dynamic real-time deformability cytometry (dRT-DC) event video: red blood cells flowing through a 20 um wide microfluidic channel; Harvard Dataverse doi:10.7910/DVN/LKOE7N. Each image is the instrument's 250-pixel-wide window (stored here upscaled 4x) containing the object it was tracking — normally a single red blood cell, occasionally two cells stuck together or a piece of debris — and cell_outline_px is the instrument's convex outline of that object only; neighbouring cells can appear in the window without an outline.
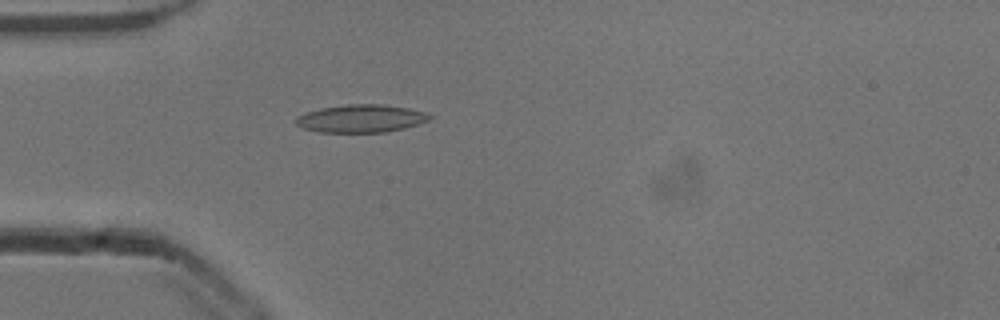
{"species": "common noctule bat (a hibernating species)", "species_latin": "Nyctalus noctula", "temperature_condition": "cold", "stored_images_in_passage": 33, "camera_frame_rate_fps": 3000, "um_per_image_px": 0.085, "animal": {"sex": "male", "body_mass_g": 13.3}, "frame": {"image": 1, "passage_image": 2, "time_ms": 0.333, "image_size_px": [1000, 320], "cell_outline_px": [[436, 116], [428, 120], [404, 128], [384, 132], [320, 132], [300, 128], [296, 124], [296, 116], [304, 112], [320, 108], [348, 104], [384, 104], [408, 108], [424, 112]], "centroid_in_image_um": [30.65, 10.07], "position_along_channel_um": 54.3, "area_um2": 21.79}}
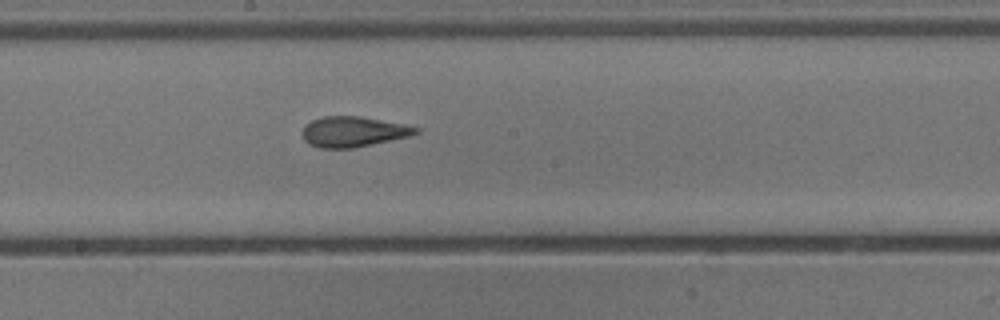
{"frame": {"image": 2, "passage_image": 15, "time_ms": 4.667, "image_size_px": [1000, 320], "cell_outline_px": [[420, 132], [408, 136], [372, 144], [352, 148], [320, 148], [308, 144], [304, 140], [304, 124], [312, 120], [324, 116], [360, 116], [404, 124], [420, 128]], "centroid_in_image_um": [30.02, 11.19], "position_along_channel_um": 218.2, "area_um2": 19.94}}
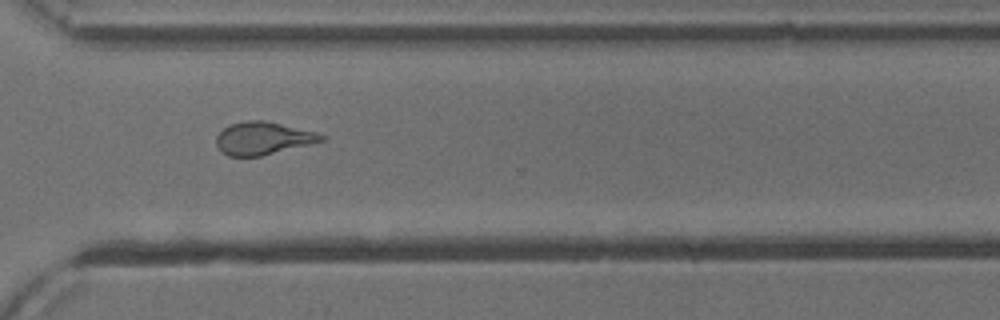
{"frame": {"image": 3, "passage_image": 25, "time_ms": 8.0, "image_size_px": [1000, 320], "cell_outline_px": [[328, 140], [260, 156], [228, 156], [220, 152], [216, 144], [216, 136], [228, 124], [248, 120], [264, 120], [316, 132], [328, 136]], "centroid_in_image_um": [22.37, 11.75], "position_along_channel_um": 348.2, "area_um2": 20.23}, "authors_computed_cell_mechanics": {"area_um2": 19.941, "velocity_mm_per_s": 3.9163, "shape_relaxation_time_tau1_ms": 7.3561, "shape_relaxation_time_tau2_ms": 1.8337, "deformation_change_tau1": 0.2206, "deformation_change_tau2": 0.1102}}